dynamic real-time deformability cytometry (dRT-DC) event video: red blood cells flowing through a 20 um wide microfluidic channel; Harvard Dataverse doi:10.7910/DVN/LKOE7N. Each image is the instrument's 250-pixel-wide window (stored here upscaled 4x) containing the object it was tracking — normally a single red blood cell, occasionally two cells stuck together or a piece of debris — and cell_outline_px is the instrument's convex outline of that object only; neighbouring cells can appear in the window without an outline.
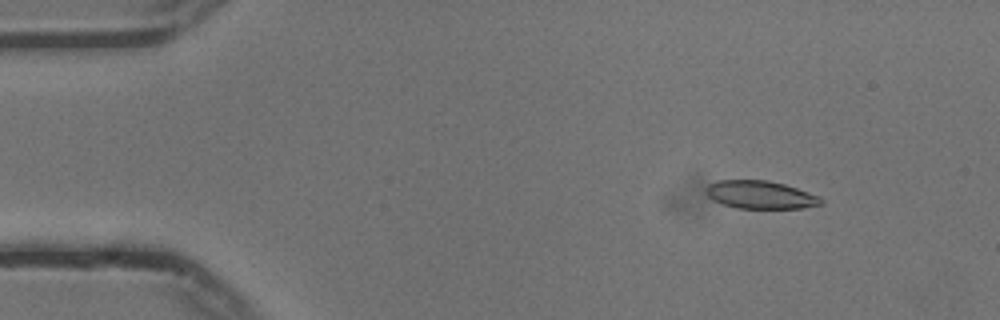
{"species": "common noctule bat (a hibernating species)", "species_latin": "Nyctalus noctula", "temperature_condition": "cold", "stored_images_in_passage": 50, "camera_frame_rate_fps": 3000, "um_per_image_px": 0.085, "animal": {"sex": "male", "body_mass_g": 13.3}, "frame": {"image": 1, "passage_image": 2, "time_ms": 0.333, "image_size_px": [1000, 320], "cell_outline_px": [[824, 204], [804, 208], [736, 208], [712, 200], [704, 192], [704, 188], [708, 184], [716, 180], [768, 180], [784, 184], [820, 196], [824, 200]], "centroid_in_image_um": [64.62, 16.55], "position_along_channel_um": 20.4, "area_um2": 18.96}}
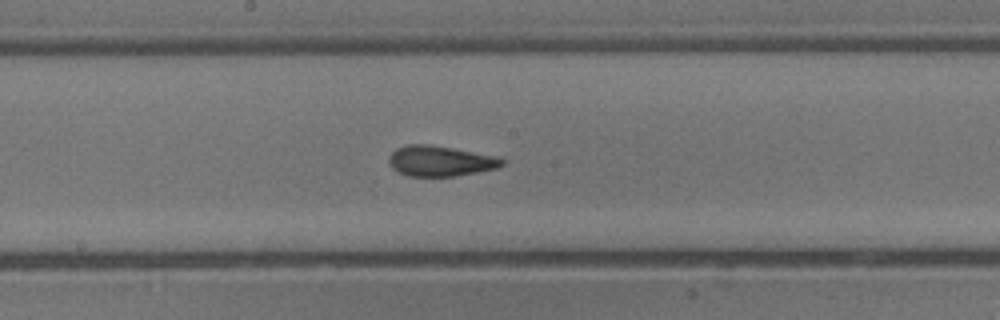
{"frame": {"image": 2, "passage_image": 24, "time_ms": 7.667, "image_size_px": [1000, 320], "cell_outline_px": [[504, 164], [496, 168], [476, 172], [452, 176], [408, 176], [392, 168], [388, 164], [388, 156], [396, 148], [408, 144], [428, 144], [500, 156], [504, 160]], "centroid_in_image_um": [37.41, 13.67], "position_along_channel_um": 210.8, "area_um2": 20.11}}
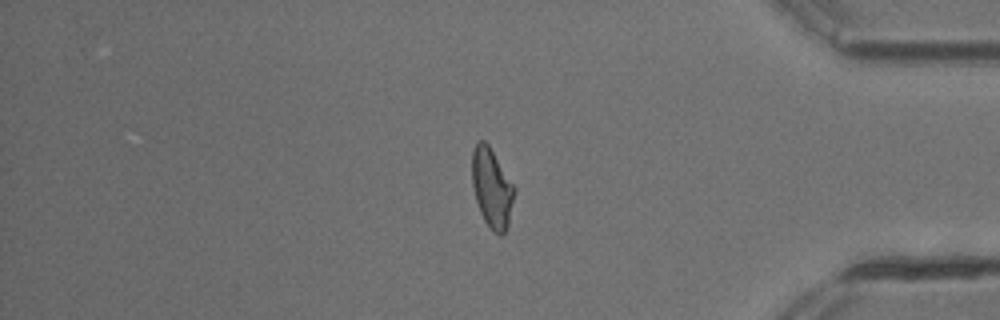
{"frame": {"image": 3, "passage_image": 41, "time_ms": 13.333, "image_size_px": [1000, 320], "cell_outline_px": [[516, 192], [508, 224], [504, 232], [500, 236], [492, 232], [484, 220], [480, 212], [476, 200], [472, 184], [472, 148], [480, 140], [484, 140], [488, 144], [516, 188]], "centroid_in_image_um": [41.81, 15.99], "position_along_channel_um": 393.4, "area_um2": 19.65}, "authors_computed_cell_mechanics": {"area_um2": 19.652, "velocity_mm_per_s": 3.7424, "shape_relaxation_time_tau1_ms": 6.6165, "shape_relaxation_time_tau2_ms": 1.5003, "deformation_change_tau1": 0.1761, "deformation_change_tau2": 0.0908}}